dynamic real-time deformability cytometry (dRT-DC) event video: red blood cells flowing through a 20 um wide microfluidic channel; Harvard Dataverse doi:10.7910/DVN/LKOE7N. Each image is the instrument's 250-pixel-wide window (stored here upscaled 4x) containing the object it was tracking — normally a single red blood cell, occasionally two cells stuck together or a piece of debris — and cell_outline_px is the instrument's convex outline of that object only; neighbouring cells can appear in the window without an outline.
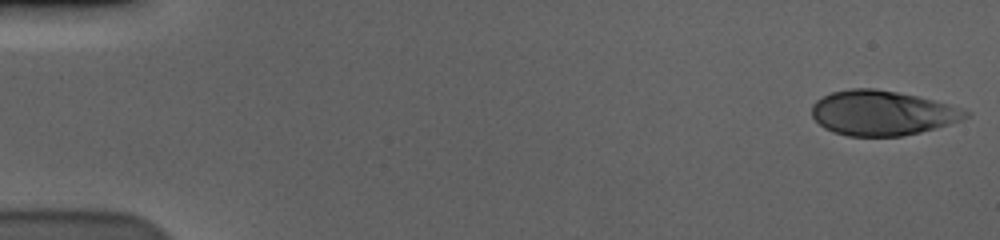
{"species": "human", "species_latin": "Homo sapiens", "temperature_condition": "cold", "stored_images_in_passage": 57, "camera_frame_rate_fps": 3000, "um_per_image_px": 0.085, "donor": {"sex": "male"}, "frame": {"image": 1, "passage_image": 1, "time_ms": 0.0, "image_size_px": [1000, 240], "cell_outline_px": [[972, 112], [968, 116], [960, 120], [948, 124], [920, 132], [900, 136], [848, 136], [832, 132], [824, 128], [812, 116], [812, 104], [816, 100], [832, 92], [852, 88], [876, 88], [916, 96], [948, 104]], "centroid_in_image_um": [74.95, 9.6], "position_along_channel_um": 10.0, "area_um2": 39.88}}
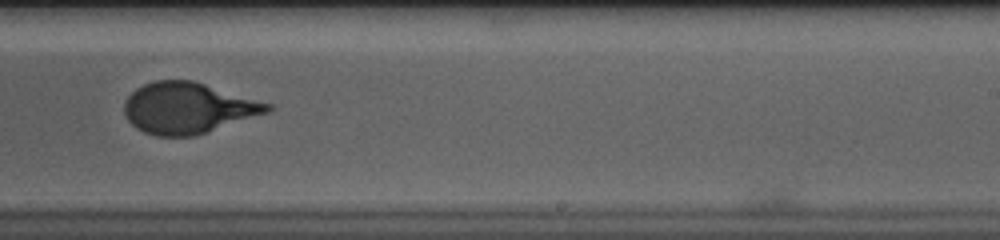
{"frame": {"image": 2, "passage_image": 36, "time_ms": 11.667, "image_size_px": [1000, 240], "cell_outline_px": [[276, 108], [268, 112], [196, 136], [156, 136], [144, 132], [136, 128], [128, 120], [124, 112], [124, 100], [136, 88], [144, 84], [156, 80], [192, 80], [276, 104]], "centroid_in_image_um": [16.02, 9.18], "position_along_channel_um": 273.0, "area_um2": 42.95}}
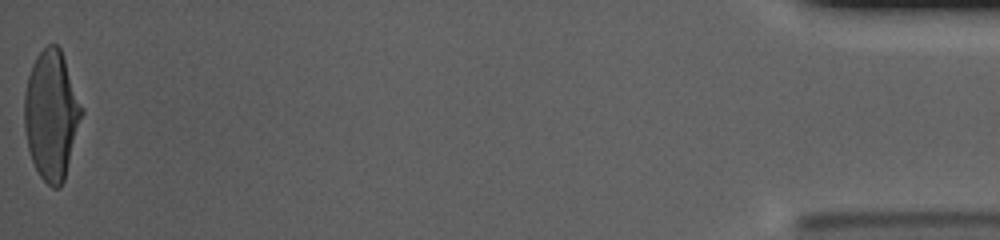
{"frame": {"image": 3, "passage_image": 57, "time_ms": 18.667, "image_size_px": [1000, 240], "cell_outline_px": [[84, 112], [64, 180], [60, 188], [52, 188], [40, 176], [32, 160], [28, 148], [24, 128], [24, 92], [28, 76], [32, 64], [36, 56], [48, 44], [56, 44], [60, 48], [84, 108]], "centroid_in_image_um": [4.38, 9.77], "position_along_channel_um": 430.8, "area_um2": 43.29}, "authors_computed_cell_mechanics": {"area_um2": 42.5986, "velocity_mm_per_s": 3.5801, "shape_relaxation_time_tau1_ms": 3.8504, "shape_relaxation_time_tau2_ms": null, "deformation_change_tau1": 0.1944, "deformation_change_tau2": null}}